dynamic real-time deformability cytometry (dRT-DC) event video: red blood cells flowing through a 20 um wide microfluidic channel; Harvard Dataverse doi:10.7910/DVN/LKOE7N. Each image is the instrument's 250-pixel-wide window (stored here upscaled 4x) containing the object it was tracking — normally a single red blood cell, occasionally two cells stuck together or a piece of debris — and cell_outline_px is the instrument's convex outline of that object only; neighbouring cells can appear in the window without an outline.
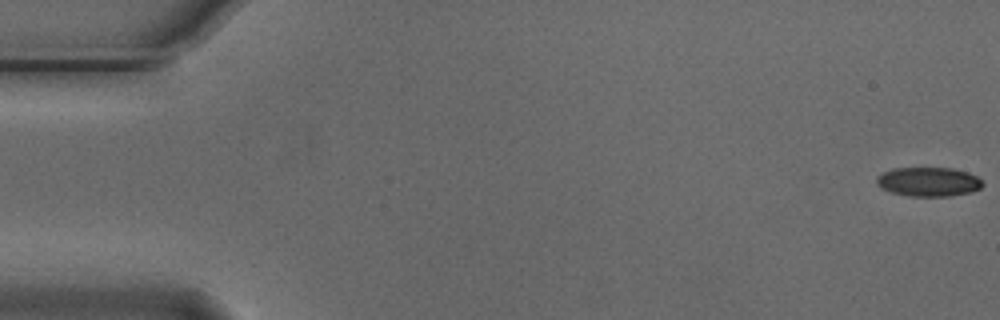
{"species": "Egyptian fruit bat (a non-hibernating species)", "species_latin": "Rousettus aegyptiacus", "temperature_condition": "cold", "stored_images_in_passage": 5, "camera_frame_rate_fps": 3000, "um_per_image_px": 0.085, "animal": {"sex": "male"}, "frame": {"image": 1, "passage_image": 1, "time_ms": 0.0, "image_size_px": [1000, 320], "cell_outline_px": [[984, 184], [980, 188], [972, 192], [948, 196], [908, 196], [892, 192], [880, 188], [876, 184], [876, 176], [892, 168], [952, 168], [968, 172], [976, 176]], "centroid_in_image_um": [78.9, 15.45], "position_along_channel_um": 6.1, "area_um2": 18.09}}
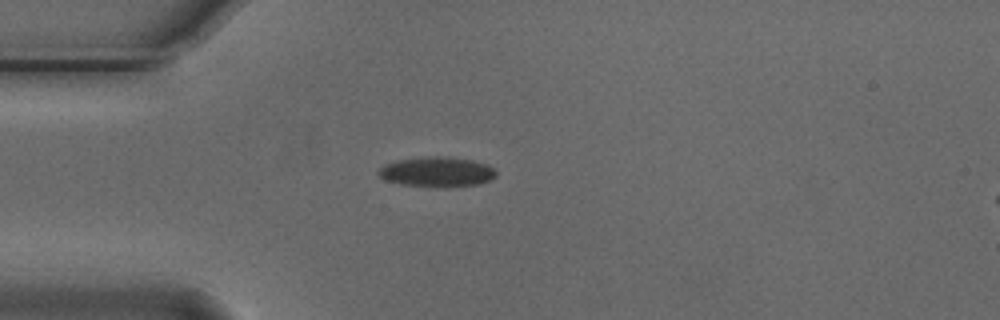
{"frame": {"image": 2, "passage_image": 5, "time_ms": 1.333, "image_size_px": [1000, 320], "cell_outline_px": [[496, 176], [480, 184], [436, 188], [400, 184], [384, 180], [376, 172], [384, 164], [396, 160], [428, 156], [448, 156], [472, 160], [488, 164], [496, 168]], "centroid_in_image_um": [37.13, 14.61], "position_along_channel_um": 47.9, "area_um2": 20.98}}